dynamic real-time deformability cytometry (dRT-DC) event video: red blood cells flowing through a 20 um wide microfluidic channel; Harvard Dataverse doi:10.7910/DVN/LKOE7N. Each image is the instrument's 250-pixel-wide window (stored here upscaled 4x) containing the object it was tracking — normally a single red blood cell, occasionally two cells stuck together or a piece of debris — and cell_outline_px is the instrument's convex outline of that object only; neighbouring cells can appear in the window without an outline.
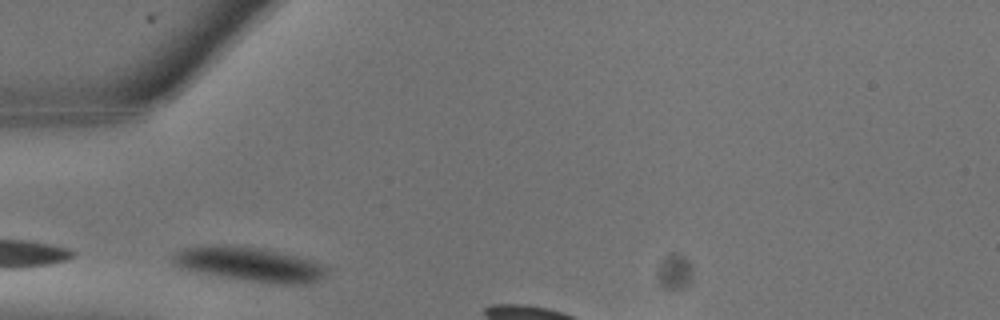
{"species": "common noctule bat (a hibernating species)", "species_latin": "Nyctalus noctula", "temperature_condition": "warm", "stored_images_in_passage": 5, "segment_of_instrument_passage": [1, 2], "camera_frame_rate_fps": 3000, "um_per_image_px": 0.085, "animal": {"sex": "male", "body_mass_g": 13.3}, "frame": {"image": 1, "passage_image": 1, "time_ms": 0.0, "image_size_px": [1000, 320], "cell_outline_px": [[328, 272], [324, 276], [316, 280], [300, 284], [284, 284], [248, 280], [216, 276], [192, 272], [176, 264], [172, 256], [176, 252], [184, 248], [208, 244], [232, 244], [260, 248], [280, 252], [324, 264], [328, 268]], "centroid_in_image_um": [21.18, 22.44], "position_along_channel_um": 63.8, "area_um2": 30.69}}
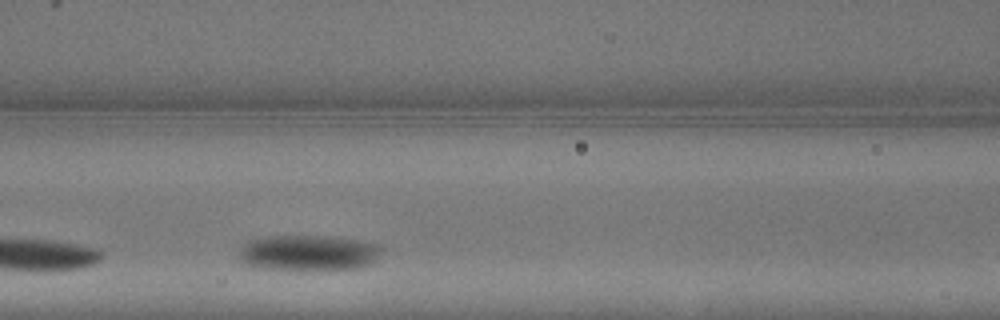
{"frame": {"image": 2, "passage_image": 4, "time_ms": 1.0, "image_size_px": [1000, 320], "cell_outline_px": [[384, 248], [376, 260], [372, 264], [364, 268], [324, 272], [256, 268], [244, 264], [236, 256], [240, 248], [248, 240], [264, 236], [332, 236], [356, 240], [376, 244]], "centroid_in_image_um": [26.21, 21.54], "position_along_channel_um": 140.4, "area_um2": 31.1}}